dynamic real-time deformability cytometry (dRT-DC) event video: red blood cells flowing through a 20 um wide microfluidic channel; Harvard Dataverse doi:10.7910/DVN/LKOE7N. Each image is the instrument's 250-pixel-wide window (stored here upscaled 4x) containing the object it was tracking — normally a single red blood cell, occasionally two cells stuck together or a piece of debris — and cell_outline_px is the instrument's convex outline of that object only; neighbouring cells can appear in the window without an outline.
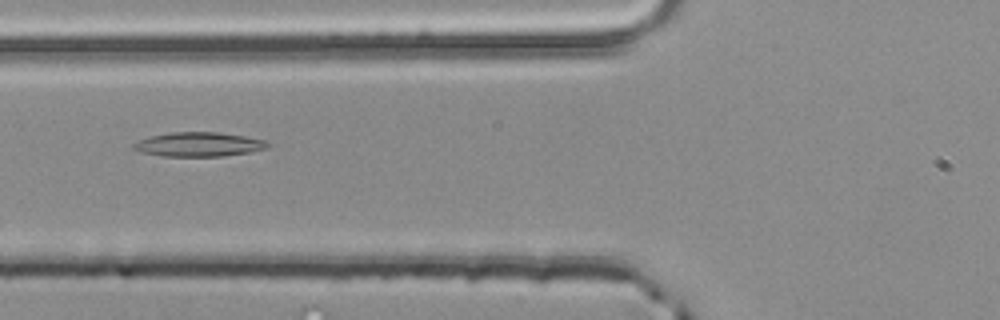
{"species": "common noctule bat (a hibernating species)", "species_latin": "Nyctalus noctula", "temperature_condition": "room temperature", "stored_images_in_passage": 34, "camera_frame_rate_fps": 3000, "um_per_image_px": 0.085, "animal": {"sex": "male", "body_mass_g": 20.4}, "frame": {"image": 1, "passage_image": 10, "time_ms": 3.0, "image_size_px": [1000, 320], "cell_outline_px": [[272, 144], [268, 148], [252, 152], [220, 156], [160, 156], [140, 152], [132, 148], [132, 144], [140, 140], [152, 136], [168, 132], [216, 132], [244, 136], [264, 140]], "centroid_in_image_um": [16.91, 12.28], "position_along_channel_um": 108.9, "area_um2": 19.02}}
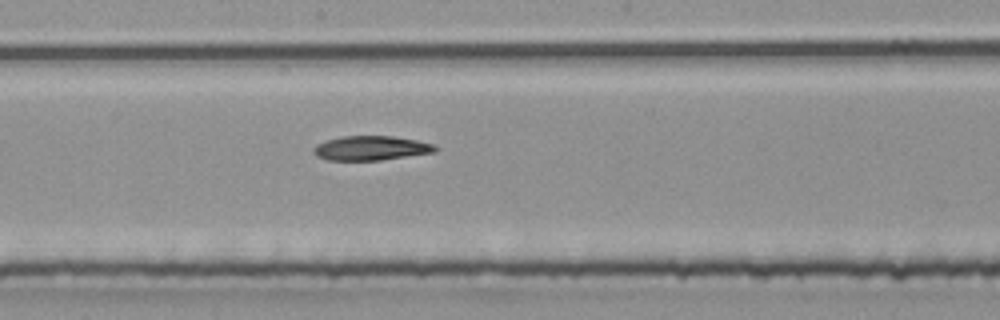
{"frame": {"image": 2, "passage_image": 18, "time_ms": 5.667, "image_size_px": [1000, 320], "cell_outline_px": [[440, 148], [436, 152], [380, 160], [328, 160], [316, 156], [312, 152], [312, 148], [316, 144], [324, 140], [340, 136], [392, 136], [416, 140], [436, 144]], "centroid_in_image_um": [31.53, 12.58], "position_along_channel_um": 216.7, "area_um2": 17.57}}
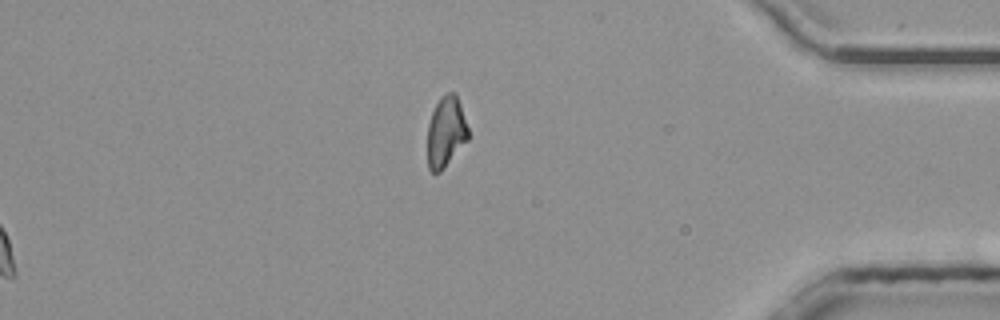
{"frame": {"image": 3, "passage_image": 34, "time_ms": 11.0, "image_size_px": [1000, 320], "cell_outline_px": [[468, 140], [444, 168], [440, 172], [432, 172], [428, 168], [428, 124], [432, 112], [440, 96], [448, 92], [456, 92], [468, 128]], "centroid_in_image_um": [37.9, 11.2], "position_along_channel_um": 397.3, "area_um2": 16.76}}